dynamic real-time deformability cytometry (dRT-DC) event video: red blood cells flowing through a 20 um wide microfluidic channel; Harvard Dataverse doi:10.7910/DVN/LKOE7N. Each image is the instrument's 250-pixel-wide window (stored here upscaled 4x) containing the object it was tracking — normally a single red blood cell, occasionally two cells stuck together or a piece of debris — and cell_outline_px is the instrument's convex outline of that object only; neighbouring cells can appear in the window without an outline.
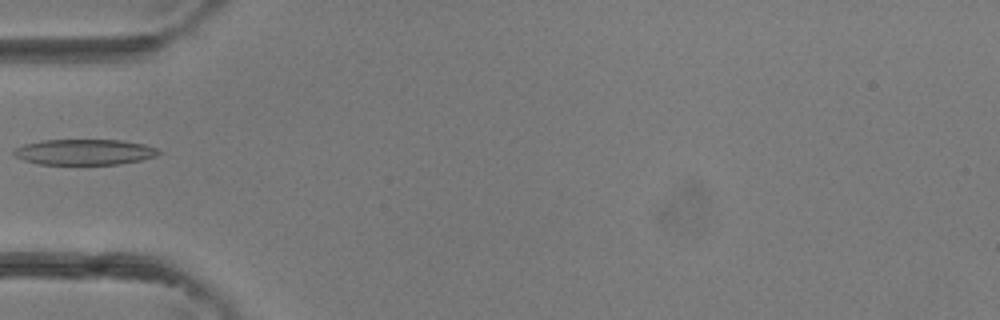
{"species": "common noctule bat (a hibernating species)", "species_latin": "Nyctalus noctula", "temperature_condition": "room temperature", "stored_images_in_passage": 4, "camera_frame_rate_fps": 3000, "um_per_image_px": 0.085, "animal": {"sex": "female"}, "frame": {"image": 1, "passage_image": 4, "time_ms": 1.0, "image_size_px": [1000, 320], "cell_outline_px": [[160, 152], [156, 156], [140, 160], [116, 164], [40, 164], [24, 160], [16, 156], [12, 152], [16, 148], [24, 144], [40, 140], [120, 140], [144, 144], [156, 148]], "centroid_in_image_um": [7.16, 12.91], "position_along_channel_um": 77.8, "area_um2": 21.44}}